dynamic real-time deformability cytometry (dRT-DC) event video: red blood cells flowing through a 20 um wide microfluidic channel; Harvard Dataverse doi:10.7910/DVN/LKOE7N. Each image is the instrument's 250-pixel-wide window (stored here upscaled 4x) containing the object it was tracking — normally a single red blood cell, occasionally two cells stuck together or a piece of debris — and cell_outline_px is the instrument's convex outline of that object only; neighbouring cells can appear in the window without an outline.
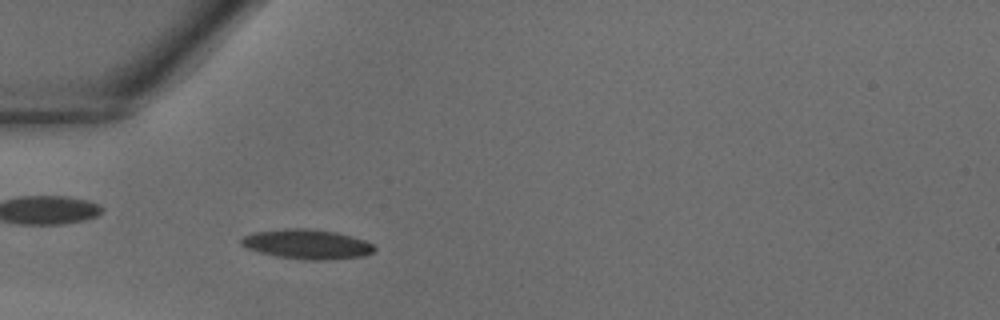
{"species": "common noctule bat (a hibernating species)", "species_latin": "Nyctalus noctula", "temperature_condition": "warm", "stored_images_in_passage": 40, "camera_frame_rate_fps": 3000, "um_per_image_px": 0.085, "animal": {"sex": "male", "body_mass_g": 18.8}, "frame": {"image": 1, "passage_image": 12, "time_ms": 3.667, "image_size_px": [1000, 320], "cell_outline_px": [[376, 248], [372, 252], [364, 256], [324, 260], [304, 260], [276, 256], [260, 252], [248, 248], [240, 244], [240, 240], [244, 236], [252, 232], [284, 228], [312, 228], [336, 232], [352, 236], [364, 240], [372, 244]], "centroid_in_image_um": [26.08, 20.74], "position_along_channel_um": 58.9, "area_um2": 23.12}}
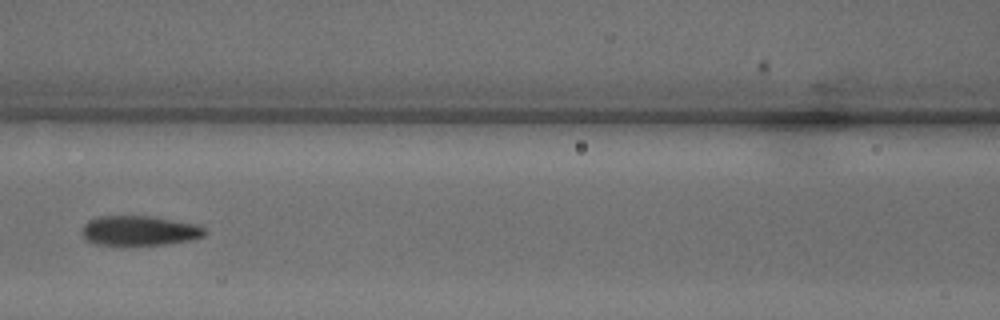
{"frame": {"image": 2, "passage_image": 18, "time_ms": 5.667, "image_size_px": [1000, 320], "cell_outline_px": [[208, 232], [204, 236], [192, 240], [168, 244], [96, 244], [84, 240], [80, 232], [80, 228], [88, 220], [96, 216], [152, 216], [192, 224], [204, 228]], "centroid_in_image_um": [11.78, 19.6], "position_along_channel_um": 154.8, "area_um2": 21.33}}
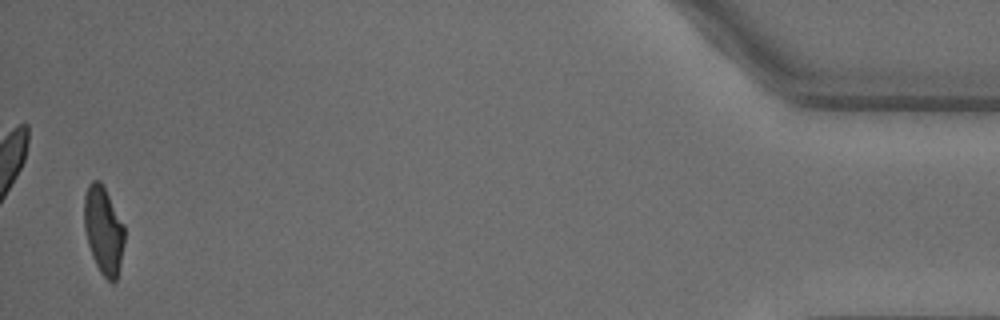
{"frame": {"image": 3, "passage_image": 39, "time_ms": 12.667, "image_size_px": [1000, 320], "cell_outline_px": [[124, 244], [120, 264], [116, 280], [112, 284], [100, 272], [92, 256], [88, 244], [84, 228], [84, 196], [88, 184], [92, 180], [100, 180], [124, 224]], "centroid_in_image_um": [8.79, 19.57], "position_along_channel_um": 426.4, "area_um2": 20.58}}